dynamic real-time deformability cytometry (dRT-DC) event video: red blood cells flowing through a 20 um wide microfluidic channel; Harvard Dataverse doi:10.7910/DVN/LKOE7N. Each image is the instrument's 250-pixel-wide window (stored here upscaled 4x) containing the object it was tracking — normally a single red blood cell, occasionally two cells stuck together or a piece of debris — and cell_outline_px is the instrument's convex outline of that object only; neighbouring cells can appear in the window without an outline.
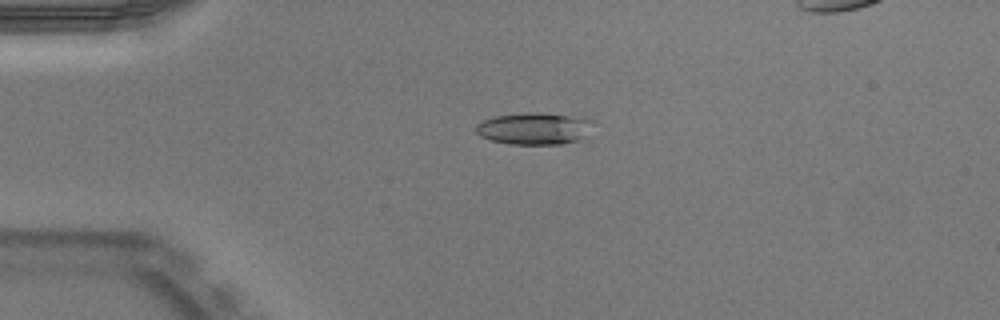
{"species": "Egyptian fruit bat (a non-hibernating species)", "species_latin": "Rousettus aegyptiacus", "temperature_condition": "warm", "stored_images_in_passage": 40, "camera_frame_rate_fps": 3000, "um_per_image_px": 0.085, "animal": {"sex": "male"}, "frame": {"image": 1, "passage_image": 3, "time_ms": 0.667, "image_size_px": [1000, 320], "cell_outline_px": [[596, 120], [584, 136], [580, 140], [560, 144], [508, 144], [492, 140], [480, 136], [476, 132], [476, 124], [484, 120], [496, 116], [532, 112], [540, 112]], "centroid_in_image_um": [45.41, 10.93], "position_along_channel_um": 39.6, "area_um2": 21.62}}
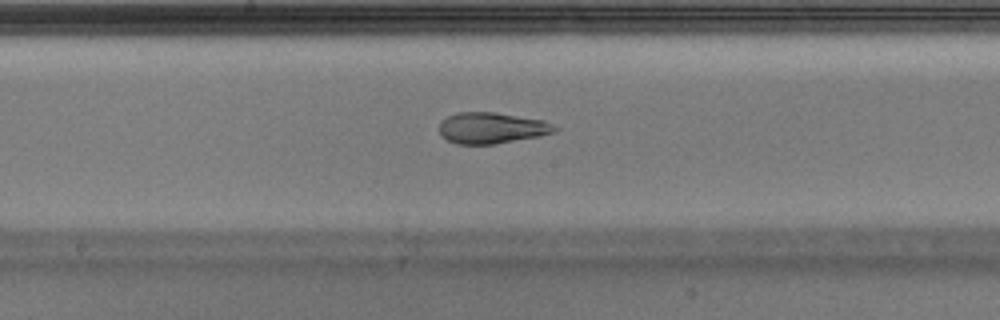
{"frame": {"image": 2, "passage_image": 18, "time_ms": 5.667, "image_size_px": [1000, 320], "cell_outline_px": [[560, 128], [552, 132], [540, 136], [492, 144], [456, 144], [440, 136], [440, 120], [456, 112], [496, 112], [544, 120]], "centroid_in_image_um": [41.77, 10.87], "position_along_channel_um": 206.4, "area_um2": 20.98}}
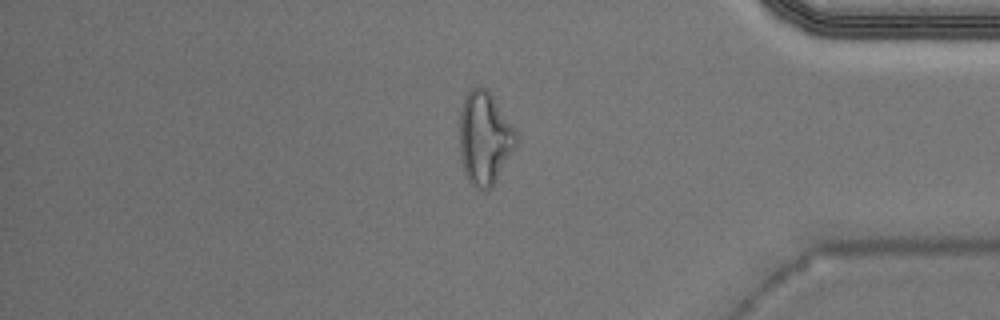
{"frame": {"image": 3, "passage_image": 34, "time_ms": 11.0, "image_size_px": [1000, 320], "cell_outline_px": [[520, 136], [516, 144], [492, 188], [484, 192], [476, 188], [468, 180], [464, 172], [460, 160], [460, 112], [464, 100], [468, 92], [472, 88], [480, 84], [492, 96]], "centroid_in_image_um": [41.18, 11.78], "position_along_channel_um": 394.0, "area_um2": 30.63}}